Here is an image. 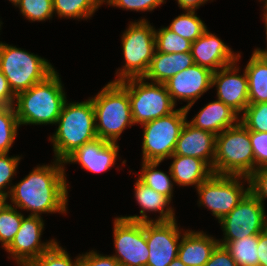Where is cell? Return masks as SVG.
<instances>
[{
	"label": "cell",
	"instance_id": "cell-1",
	"mask_svg": "<svg viewBox=\"0 0 267 266\" xmlns=\"http://www.w3.org/2000/svg\"><path fill=\"white\" fill-rule=\"evenodd\" d=\"M68 185L64 164L54 160L50 165H39L19 183L10 186L9 198L17 209L31 211L29 216L42 213H65Z\"/></svg>",
	"mask_w": 267,
	"mask_h": 266
},
{
	"label": "cell",
	"instance_id": "cell-2",
	"mask_svg": "<svg viewBox=\"0 0 267 266\" xmlns=\"http://www.w3.org/2000/svg\"><path fill=\"white\" fill-rule=\"evenodd\" d=\"M63 88L61 78L55 70L42 82L17 94V103L13 106L19 124H56L67 100Z\"/></svg>",
	"mask_w": 267,
	"mask_h": 266
},
{
	"label": "cell",
	"instance_id": "cell-3",
	"mask_svg": "<svg viewBox=\"0 0 267 266\" xmlns=\"http://www.w3.org/2000/svg\"><path fill=\"white\" fill-rule=\"evenodd\" d=\"M57 124L58 128L49 139L53 143L54 158L63 162L80 146L97 138L91 98L83 102L68 103L66 100Z\"/></svg>",
	"mask_w": 267,
	"mask_h": 266
},
{
	"label": "cell",
	"instance_id": "cell-4",
	"mask_svg": "<svg viewBox=\"0 0 267 266\" xmlns=\"http://www.w3.org/2000/svg\"><path fill=\"white\" fill-rule=\"evenodd\" d=\"M91 100L97 137L117 143L126 127L134 124L128 90L120 82L110 81Z\"/></svg>",
	"mask_w": 267,
	"mask_h": 266
},
{
	"label": "cell",
	"instance_id": "cell-5",
	"mask_svg": "<svg viewBox=\"0 0 267 266\" xmlns=\"http://www.w3.org/2000/svg\"><path fill=\"white\" fill-rule=\"evenodd\" d=\"M254 172V155L249 130L242 124L216 135L213 173L249 177Z\"/></svg>",
	"mask_w": 267,
	"mask_h": 266
},
{
	"label": "cell",
	"instance_id": "cell-6",
	"mask_svg": "<svg viewBox=\"0 0 267 266\" xmlns=\"http://www.w3.org/2000/svg\"><path fill=\"white\" fill-rule=\"evenodd\" d=\"M0 71L6 77L11 91L16 96L34 84L45 80L55 69L48 60L1 42Z\"/></svg>",
	"mask_w": 267,
	"mask_h": 266
},
{
	"label": "cell",
	"instance_id": "cell-7",
	"mask_svg": "<svg viewBox=\"0 0 267 266\" xmlns=\"http://www.w3.org/2000/svg\"><path fill=\"white\" fill-rule=\"evenodd\" d=\"M121 42L125 64L116 71L118 78L112 82L144 77L156 50L155 28L144 18L130 22Z\"/></svg>",
	"mask_w": 267,
	"mask_h": 266
},
{
	"label": "cell",
	"instance_id": "cell-8",
	"mask_svg": "<svg viewBox=\"0 0 267 266\" xmlns=\"http://www.w3.org/2000/svg\"><path fill=\"white\" fill-rule=\"evenodd\" d=\"M145 81L142 77L120 82L128 90L133 122L140 126L176 110L165 84Z\"/></svg>",
	"mask_w": 267,
	"mask_h": 266
},
{
	"label": "cell",
	"instance_id": "cell-9",
	"mask_svg": "<svg viewBox=\"0 0 267 266\" xmlns=\"http://www.w3.org/2000/svg\"><path fill=\"white\" fill-rule=\"evenodd\" d=\"M185 109H176L169 115L148 121L143 127L142 160L162 162L175 150L181 130L186 123Z\"/></svg>",
	"mask_w": 267,
	"mask_h": 266
},
{
	"label": "cell",
	"instance_id": "cell-10",
	"mask_svg": "<svg viewBox=\"0 0 267 266\" xmlns=\"http://www.w3.org/2000/svg\"><path fill=\"white\" fill-rule=\"evenodd\" d=\"M241 179L248 182L245 189ZM199 195V205L211 210L213 216L220 221L228 215L250 192L248 177L216 175L202 182L196 188Z\"/></svg>",
	"mask_w": 267,
	"mask_h": 266
},
{
	"label": "cell",
	"instance_id": "cell-11",
	"mask_svg": "<svg viewBox=\"0 0 267 266\" xmlns=\"http://www.w3.org/2000/svg\"><path fill=\"white\" fill-rule=\"evenodd\" d=\"M264 207L249 192L228 215L218 221L224 232V238L222 241L219 240V244L223 246L226 242L259 235L266 230L267 218Z\"/></svg>",
	"mask_w": 267,
	"mask_h": 266
},
{
	"label": "cell",
	"instance_id": "cell-12",
	"mask_svg": "<svg viewBox=\"0 0 267 266\" xmlns=\"http://www.w3.org/2000/svg\"><path fill=\"white\" fill-rule=\"evenodd\" d=\"M114 248L112 256L121 266H147L149 248L145 239V222L122 217L114 219Z\"/></svg>",
	"mask_w": 267,
	"mask_h": 266
},
{
	"label": "cell",
	"instance_id": "cell-13",
	"mask_svg": "<svg viewBox=\"0 0 267 266\" xmlns=\"http://www.w3.org/2000/svg\"><path fill=\"white\" fill-rule=\"evenodd\" d=\"M181 233L176 220L145 222V239L149 248L147 266H168L177 258Z\"/></svg>",
	"mask_w": 267,
	"mask_h": 266
},
{
	"label": "cell",
	"instance_id": "cell-14",
	"mask_svg": "<svg viewBox=\"0 0 267 266\" xmlns=\"http://www.w3.org/2000/svg\"><path fill=\"white\" fill-rule=\"evenodd\" d=\"M44 221L41 216L24 217L19 231L5 249L18 266H28L33 260L49 250L57 241L41 242Z\"/></svg>",
	"mask_w": 267,
	"mask_h": 266
},
{
	"label": "cell",
	"instance_id": "cell-15",
	"mask_svg": "<svg viewBox=\"0 0 267 266\" xmlns=\"http://www.w3.org/2000/svg\"><path fill=\"white\" fill-rule=\"evenodd\" d=\"M212 74L210 69L194 64L164 84L175 105L177 100L188 102L183 106L188 114L193 104L212 87Z\"/></svg>",
	"mask_w": 267,
	"mask_h": 266
},
{
	"label": "cell",
	"instance_id": "cell-16",
	"mask_svg": "<svg viewBox=\"0 0 267 266\" xmlns=\"http://www.w3.org/2000/svg\"><path fill=\"white\" fill-rule=\"evenodd\" d=\"M240 57L238 53L237 61L213 72L212 87L216 85L217 99L241 115L249 105V87L245 70L243 75L237 74L240 68L236 62Z\"/></svg>",
	"mask_w": 267,
	"mask_h": 266
},
{
	"label": "cell",
	"instance_id": "cell-17",
	"mask_svg": "<svg viewBox=\"0 0 267 266\" xmlns=\"http://www.w3.org/2000/svg\"><path fill=\"white\" fill-rule=\"evenodd\" d=\"M119 151V145L108 142L99 137L86 142L70 154L64 161L65 164L79 163L82 169L93 173H101L115 165Z\"/></svg>",
	"mask_w": 267,
	"mask_h": 266
},
{
	"label": "cell",
	"instance_id": "cell-18",
	"mask_svg": "<svg viewBox=\"0 0 267 266\" xmlns=\"http://www.w3.org/2000/svg\"><path fill=\"white\" fill-rule=\"evenodd\" d=\"M194 63L212 72L237 61L238 54L208 29L191 43Z\"/></svg>",
	"mask_w": 267,
	"mask_h": 266
},
{
	"label": "cell",
	"instance_id": "cell-19",
	"mask_svg": "<svg viewBox=\"0 0 267 266\" xmlns=\"http://www.w3.org/2000/svg\"><path fill=\"white\" fill-rule=\"evenodd\" d=\"M216 135L193 127L186 121L172 155L192 156L204 160L213 170Z\"/></svg>",
	"mask_w": 267,
	"mask_h": 266
},
{
	"label": "cell",
	"instance_id": "cell-20",
	"mask_svg": "<svg viewBox=\"0 0 267 266\" xmlns=\"http://www.w3.org/2000/svg\"><path fill=\"white\" fill-rule=\"evenodd\" d=\"M134 196L141 207L140 216H121L122 218L138 222L176 220L174 209L169 206L171 200L167 196L144 185L139 180L135 183ZM146 211L160 212V216L156 220H153L146 215Z\"/></svg>",
	"mask_w": 267,
	"mask_h": 266
},
{
	"label": "cell",
	"instance_id": "cell-21",
	"mask_svg": "<svg viewBox=\"0 0 267 266\" xmlns=\"http://www.w3.org/2000/svg\"><path fill=\"white\" fill-rule=\"evenodd\" d=\"M239 114L219 99L206 104L188 123L193 127L219 135L227 128L236 126ZM236 122V123H235Z\"/></svg>",
	"mask_w": 267,
	"mask_h": 266
},
{
	"label": "cell",
	"instance_id": "cell-22",
	"mask_svg": "<svg viewBox=\"0 0 267 266\" xmlns=\"http://www.w3.org/2000/svg\"><path fill=\"white\" fill-rule=\"evenodd\" d=\"M178 256L186 266H204L219 244V240L206 235L203 231H186L182 233Z\"/></svg>",
	"mask_w": 267,
	"mask_h": 266
},
{
	"label": "cell",
	"instance_id": "cell-23",
	"mask_svg": "<svg viewBox=\"0 0 267 266\" xmlns=\"http://www.w3.org/2000/svg\"><path fill=\"white\" fill-rule=\"evenodd\" d=\"M170 172L173 182L179 186H192L197 188L202 182L208 180L214 173L212 168L204 161L192 156L171 155L169 159Z\"/></svg>",
	"mask_w": 267,
	"mask_h": 266
},
{
	"label": "cell",
	"instance_id": "cell-24",
	"mask_svg": "<svg viewBox=\"0 0 267 266\" xmlns=\"http://www.w3.org/2000/svg\"><path fill=\"white\" fill-rule=\"evenodd\" d=\"M191 52L162 53L155 50L148 72L144 76L148 81L166 83L171 77L193 66Z\"/></svg>",
	"mask_w": 267,
	"mask_h": 266
},
{
	"label": "cell",
	"instance_id": "cell-25",
	"mask_svg": "<svg viewBox=\"0 0 267 266\" xmlns=\"http://www.w3.org/2000/svg\"><path fill=\"white\" fill-rule=\"evenodd\" d=\"M248 80L249 104L267 103V58L254 51L245 67Z\"/></svg>",
	"mask_w": 267,
	"mask_h": 266
},
{
	"label": "cell",
	"instance_id": "cell-26",
	"mask_svg": "<svg viewBox=\"0 0 267 266\" xmlns=\"http://www.w3.org/2000/svg\"><path fill=\"white\" fill-rule=\"evenodd\" d=\"M161 162L142 161V169L138 180L151 189L167 196L170 200L173 196V177L169 169L170 177L156 168ZM172 179V180H171Z\"/></svg>",
	"mask_w": 267,
	"mask_h": 266
},
{
	"label": "cell",
	"instance_id": "cell-27",
	"mask_svg": "<svg viewBox=\"0 0 267 266\" xmlns=\"http://www.w3.org/2000/svg\"><path fill=\"white\" fill-rule=\"evenodd\" d=\"M258 242L259 235H252L226 242L223 246L236 261L237 266H253L259 264Z\"/></svg>",
	"mask_w": 267,
	"mask_h": 266
},
{
	"label": "cell",
	"instance_id": "cell-28",
	"mask_svg": "<svg viewBox=\"0 0 267 266\" xmlns=\"http://www.w3.org/2000/svg\"><path fill=\"white\" fill-rule=\"evenodd\" d=\"M58 17L88 19L103 4V0H52Z\"/></svg>",
	"mask_w": 267,
	"mask_h": 266
},
{
	"label": "cell",
	"instance_id": "cell-29",
	"mask_svg": "<svg viewBox=\"0 0 267 266\" xmlns=\"http://www.w3.org/2000/svg\"><path fill=\"white\" fill-rule=\"evenodd\" d=\"M167 28L191 42H194L207 30L204 22L196 16L195 11L187 10L185 14L174 18Z\"/></svg>",
	"mask_w": 267,
	"mask_h": 266
},
{
	"label": "cell",
	"instance_id": "cell-30",
	"mask_svg": "<svg viewBox=\"0 0 267 266\" xmlns=\"http://www.w3.org/2000/svg\"><path fill=\"white\" fill-rule=\"evenodd\" d=\"M19 126L14 106L0 108V153L9 152Z\"/></svg>",
	"mask_w": 267,
	"mask_h": 266
},
{
	"label": "cell",
	"instance_id": "cell-31",
	"mask_svg": "<svg viewBox=\"0 0 267 266\" xmlns=\"http://www.w3.org/2000/svg\"><path fill=\"white\" fill-rule=\"evenodd\" d=\"M191 41L185 39L167 27L155 30L156 51L162 53L191 52Z\"/></svg>",
	"mask_w": 267,
	"mask_h": 266
},
{
	"label": "cell",
	"instance_id": "cell-32",
	"mask_svg": "<svg viewBox=\"0 0 267 266\" xmlns=\"http://www.w3.org/2000/svg\"><path fill=\"white\" fill-rule=\"evenodd\" d=\"M25 216L16 207L8 205L0 214V243L5 250L13 241Z\"/></svg>",
	"mask_w": 267,
	"mask_h": 266
},
{
	"label": "cell",
	"instance_id": "cell-33",
	"mask_svg": "<svg viewBox=\"0 0 267 266\" xmlns=\"http://www.w3.org/2000/svg\"><path fill=\"white\" fill-rule=\"evenodd\" d=\"M64 249L56 242L49 250L33 260L28 266H80V256L74 261Z\"/></svg>",
	"mask_w": 267,
	"mask_h": 266
},
{
	"label": "cell",
	"instance_id": "cell-34",
	"mask_svg": "<svg viewBox=\"0 0 267 266\" xmlns=\"http://www.w3.org/2000/svg\"><path fill=\"white\" fill-rule=\"evenodd\" d=\"M29 21H45L53 17L52 0H20L16 5Z\"/></svg>",
	"mask_w": 267,
	"mask_h": 266
},
{
	"label": "cell",
	"instance_id": "cell-35",
	"mask_svg": "<svg viewBox=\"0 0 267 266\" xmlns=\"http://www.w3.org/2000/svg\"><path fill=\"white\" fill-rule=\"evenodd\" d=\"M240 123L249 131L267 132V103L249 104L241 114Z\"/></svg>",
	"mask_w": 267,
	"mask_h": 266
},
{
	"label": "cell",
	"instance_id": "cell-36",
	"mask_svg": "<svg viewBox=\"0 0 267 266\" xmlns=\"http://www.w3.org/2000/svg\"><path fill=\"white\" fill-rule=\"evenodd\" d=\"M20 156L9 157L8 153H0V193L9 196L11 189L7 185H12V178L20 162ZM8 188V191L4 189Z\"/></svg>",
	"mask_w": 267,
	"mask_h": 266
},
{
	"label": "cell",
	"instance_id": "cell-37",
	"mask_svg": "<svg viewBox=\"0 0 267 266\" xmlns=\"http://www.w3.org/2000/svg\"><path fill=\"white\" fill-rule=\"evenodd\" d=\"M254 155V171L267 166V132L249 131Z\"/></svg>",
	"mask_w": 267,
	"mask_h": 266
},
{
	"label": "cell",
	"instance_id": "cell-38",
	"mask_svg": "<svg viewBox=\"0 0 267 266\" xmlns=\"http://www.w3.org/2000/svg\"><path fill=\"white\" fill-rule=\"evenodd\" d=\"M165 0H103L107 5L131 11H152L164 3Z\"/></svg>",
	"mask_w": 267,
	"mask_h": 266
},
{
	"label": "cell",
	"instance_id": "cell-39",
	"mask_svg": "<svg viewBox=\"0 0 267 266\" xmlns=\"http://www.w3.org/2000/svg\"><path fill=\"white\" fill-rule=\"evenodd\" d=\"M248 178L250 192L264 205L267 198V166L256 169Z\"/></svg>",
	"mask_w": 267,
	"mask_h": 266
},
{
	"label": "cell",
	"instance_id": "cell-40",
	"mask_svg": "<svg viewBox=\"0 0 267 266\" xmlns=\"http://www.w3.org/2000/svg\"><path fill=\"white\" fill-rule=\"evenodd\" d=\"M80 266H121L113 256H104L93 250L80 255Z\"/></svg>",
	"mask_w": 267,
	"mask_h": 266
},
{
	"label": "cell",
	"instance_id": "cell-41",
	"mask_svg": "<svg viewBox=\"0 0 267 266\" xmlns=\"http://www.w3.org/2000/svg\"><path fill=\"white\" fill-rule=\"evenodd\" d=\"M204 266H237L224 246L218 244Z\"/></svg>",
	"mask_w": 267,
	"mask_h": 266
},
{
	"label": "cell",
	"instance_id": "cell-42",
	"mask_svg": "<svg viewBox=\"0 0 267 266\" xmlns=\"http://www.w3.org/2000/svg\"><path fill=\"white\" fill-rule=\"evenodd\" d=\"M0 103L3 106H13L15 103V95L11 91L8 81L1 71H0Z\"/></svg>",
	"mask_w": 267,
	"mask_h": 266
},
{
	"label": "cell",
	"instance_id": "cell-43",
	"mask_svg": "<svg viewBox=\"0 0 267 266\" xmlns=\"http://www.w3.org/2000/svg\"><path fill=\"white\" fill-rule=\"evenodd\" d=\"M257 248L259 265L267 266V229L259 234Z\"/></svg>",
	"mask_w": 267,
	"mask_h": 266
},
{
	"label": "cell",
	"instance_id": "cell-44",
	"mask_svg": "<svg viewBox=\"0 0 267 266\" xmlns=\"http://www.w3.org/2000/svg\"><path fill=\"white\" fill-rule=\"evenodd\" d=\"M178 6L185 11H195L208 0H177Z\"/></svg>",
	"mask_w": 267,
	"mask_h": 266
},
{
	"label": "cell",
	"instance_id": "cell-45",
	"mask_svg": "<svg viewBox=\"0 0 267 266\" xmlns=\"http://www.w3.org/2000/svg\"><path fill=\"white\" fill-rule=\"evenodd\" d=\"M264 16V20H265V31H266V40H267V15H263ZM254 52L259 55L260 57H263V58H267V49H260V48H257L254 50Z\"/></svg>",
	"mask_w": 267,
	"mask_h": 266
},
{
	"label": "cell",
	"instance_id": "cell-46",
	"mask_svg": "<svg viewBox=\"0 0 267 266\" xmlns=\"http://www.w3.org/2000/svg\"><path fill=\"white\" fill-rule=\"evenodd\" d=\"M9 197L5 194L0 193V214L6 209V207L9 205L7 201Z\"/></svg>",
	"mask_w": 267,
	"mask_h": 266
},
{
	"label": "cell",
	"instance_id": "cell-47",
	"mask_svg": "<svg viewBox=\"0 0 267 266\" xmlns=\"http://www.w3.org/2000/svg\"><path fill=\"white\" fill-rule=\"evenodd\" d=\"M168 266H186L179 258H175Z\"/></svg>",
	"mask_w": 267,
	"mask_h": 266
},
{
	"label": "cell",
	"instance_id": "cell-48",
	"mask_svg": "<svg viewBox=\"0 0 267 266\" xmlns=\"http://www.w3.org/2000/svg\"><path fill=\"white\" fill-rule=\"evenodd\" d=\"M263 1L265 2L264 8H263L265 10H264V14L263 15H267V0H263Z\"/></svg>",
	"mask_w": 267,
	"mask_h": 266
},
{
	"label": "cell",
	"instance_id": "cell-49",
	"mask_svg": "<svg viewBox=\"0 0 267 266\" xmlns=\"http://www.w3.org/2000/svg\"><path fill=\"white\" fill-rule=\"evenodd\" d=\"M9 1H11V3H13V5L16 6L19 3L20 0H9Z\"/></svg>",
	"mask_w": 267,
	"mask_h": 266
}]
</instances>
